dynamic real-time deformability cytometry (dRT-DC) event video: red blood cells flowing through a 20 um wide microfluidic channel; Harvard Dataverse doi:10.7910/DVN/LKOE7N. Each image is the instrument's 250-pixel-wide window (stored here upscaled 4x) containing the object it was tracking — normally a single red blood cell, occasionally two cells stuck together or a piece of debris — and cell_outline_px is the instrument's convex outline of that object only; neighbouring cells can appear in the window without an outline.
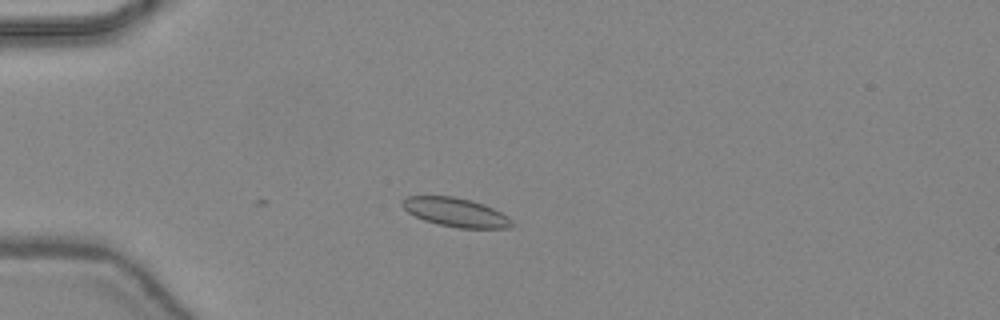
{"species": "common noctule bat (a hibernating species)", "species_latin": "Nyctalus noctula", "temperature_condition": "warm", "stored_images_in_passage": 3, "camera_frame_rate_fps": 3000, "um_per_image_px": 0.085, "animal": {"sex": "female", "body_mass_g": 24.6, "forearm_length_mm": 56.2}, "frame": {"image": 1, "passage_image": 3, "time_ms": 0.667, "image_size_px": [1000, 320], "cell_outline_px": [[516, 224], [508, 228], [460, 228], [440, 224], [424, 220], [408, 212], [400, 204], [408, 196], [452, 196], [472, 200], [484, 204], [508, 216]], "centroid_in_image_um": [38.77, 18.04], "position_along_channel_um": 46.2, "area_um2": 18.32}}